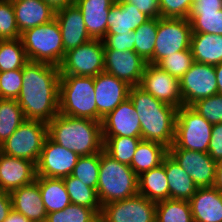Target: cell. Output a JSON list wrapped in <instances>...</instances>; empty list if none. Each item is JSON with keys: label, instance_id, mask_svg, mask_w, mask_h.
<instances>
[{"label": "cell", "instance_id": "6da1fadb", "mask_svg": "<svg viewBox=\"0 0 222 222\" xmlns=\"http://www.w3.org/2000/svg\"><path fill=\"white\" fill-rule=\"evenodd\" d=\"M16 99L26 119L50 122L59 113L60 69L56 65L28 61Z\"/></svg>", "mask_w": 222, "mask_h": 222}, {"label": "cell", "instance_id": "7a4b0ae2", "mask_svg": "<svg viewBox=\"0 0 222 222\" xmlns=\"http://www.w3.org/2000/svg\"><path fill=\"white\" fill-rule=\"evenodd\" d=\"M128 98L138 113L142 140L169 148L175 139L177 108L156 99L139 85L130 87Z\"/></svg>", "mask_w": 222, "mask_h": 222}, {"label": "cell", "instance_id": "3957f363", "mask_svg": "<svg viewBox=\"0 0 222 222\" xmlns=\"http://www.w3.org/2000/svg\"><path fill=\"white\" fill-rule=\"evenodd\" d=\"M48 136L79 156H89L103 150L102 124L88 118L58 113L47 123Z\"/></svg>", "mask_w": 222, "mask_h": 222}, {"label": "cell", "instance_id": "277c9868", "mask_svg": "<svg viewBox=\"0 0 222 222\" xmlns=\"http://www.w3.org/2000/svg\"><path fill=\"white\" fill-rule=\"evenodd\" d=\"M96 192L101 206L133 197L138 194V176L102 150Z\"/></svg>", "mask_w": 222, "mask_h": 222}, {"label": "cell", "instance_id": "5b68a950", "mask_svg": "<svg viewBox=\"0 0 222 222\" xmlns=\"http://www.w3.org/2000/svg\"><path fill=\"white\" fill-rule=\"evenodd\" d=\"M59 113L97 121L94 77L60 75Z\"/></svg>", "mask_w": 222, "mask_h": 222}, {"label": "cell", "instance_id": "8992f818", "mask_svg": "<svg viewBox=\"0 0 222 222\" xmlns=\"http://www.w3.org/2000/svg\"><path fill=\"white\" fill-rule=\"evenodd\" d=\"M21 41L28 61L60 66L66 52L62 43L60 26L54 18L21 33Z\"/></svg>", "mask_w": 222, "mask_h": 222}, {"label": "cell", "instance_id": "52a82bcc", "mask_svg": "<svg viewBox=\"0 0 222 222\" xmlns=\"http://www.w3.org/2000/svg\"><path fill=\"white\" fill-rule=\"evenodd\" d=\"M212 124L190 106L177 109L174 143L168 149H186L208 153Z\"/></svg>", "mask_w": 222, "mask_h": 222}, {"label": "cell", "instance_id": "ba28073f", "mask_svg": "<svg viewBox=\"0 0 222 222\" xmlns=\"http://www.w3.org/2000/svg\"><path fill=\"white\" fill-rule=\"evenodd\" d=\"M47 136L48 127L46 122L26 119L0 145V152L9 156L30 160L37 164Z\"/></svg>", "mask_w": 222, "mask_h": 222}, {"label": "cell", "instance_id": "9c48e42d", "mask_svg": "<svg viewBox=\"0 0 222 222\" xmlns=\"http://www.w3.org/2000/svg\"><path fill=\"white\" fill-rule=\"evenodd\" d=\"M192 29L186 18H158L153 64L176 52L190 49Z\"/></svg>", "mask_w": 222, "mask_h": 222}, {"label": "cell", "instance_id": "30bf717a", "mask_svg": "<svg viewBox=\"0 0 222 222\" xmlns=\"http://www.w3.org/2000/svg\"><path fill=\"white\" fill-rule=\"evenodd\" d=\"M104 43L92 39L70 49L59 66L60 75L92 76L104 72Z\"/></svg>", "mask_w": 222, "mask_h": 222}, {"label": "cell", "instance_id": "8fae6325", "mask_svg": "<svg viewBox=\"0 0 222 222\" xmlns=\"http://www.w3.org/2000/svg\"><path fill=\"white\" fill-rule=\"evenodd\" d=\"M183 106H191L198 100L218 94L215 67L193 62L190 69L179 79Z\"/></svg>", "mask_w": 222, "mask_h": 222}, {"label": "cell", "instance_id": "7c38bea8", "mask_svg": "<svg viewBox=\"0 0 222 222\" xmlns=\"http://www.w3.org/2000/svg\"><path fill=\"white\" fill-rule=\"evenodd\" d=\"M100 222H155L156 202L137 194L101 207Z\"/></svg>", "mask_w": 222, "mask_h": 222}, {"label": "cell", "instance_id": "4fadbf2b", "mask_svg": "<svg viewBox=\"0 0 222 222\" xmlns=\"http://www.w3.org/2000/svg\"><path fill=\"white\" fill-rule=\"evenodd\" d=\"M79 155L47 136L39 160L36 164V175L52 178H64L72 174Z\"/></svg>", "mask_w": 222, "mask_h": 222}, {"label": "cell", "instance_id": "5bb4252c", "mask_svg": "<svg viewBox=\"0 0 222 222\" xmlns=\"http://www.w3.org/2000/svg\"><path fill=\"white\" fill-rule=\"evenodd\" d=\"M139 86L163 103L177 109L183 106L179 79L157 65L147 63Z\"/></svg>", "mask_w": 222, "mask_h": 222}, {"label": "cell", "instance_id": "9a60e30c", "mask_svg": "<svg viewBox=\"0 0 222 222\" xmlns=\"http://www.w3.org/2000/svg\"><path fill=\"white\" fill-rule=\"evenodd\" d=\"M168 154L185 170L198 188L213 187L216 161L208 153L186 149H168Z\"/></svg>", "mask_w": 222, "mask_h": 222}, {"label": "cell", "instance_id": "2e32d148", "mask_svg": "<svg viewBox=\"0 0 222 222\" xmlns=\"http://www.w3.org/2000/svg\"><path fill=\"white\" fill-rule=\"evenodd\" d=\"M104 59V72L131 87L140 85L147 62L135 51L104 49Z\"/></svg>", "mask_w": 222, "mask_h": 222}, {"label": "cell", "instance_id": "e0dca14e", "mask_svg": "<svg viewBox=\"0 0 222 222\" xmlns=\"http://www.w3.org/2000/svg\"><path fill=\"white\" fill-rule=\"evenodd\" d=\"M130 85L106 72L94 77V88L97 105V121L102 119L129 96Z\"/></svg>", "mask_w": 222, "mask_h": 222}, {"label": "cell", "instance_id": "ac0fdd59", "mask_svg": "<svg viewBox=\"0 0 222 222\" xmlns=\"http://www.w3.org/2000/svg\"><path fill=\"white\" fill-rule=\"evenodd\" d=\"M101 124L103 138L141 137L139 116L129 98L109 112Z\"/></svg>", "mask_w": 222, "mask_h": 222}, {"label": "cell", "instance_id": "d6986e66", "mask_svg": "<svg viewBox=\"0 0 222 222\" xmlns=\"http://www.w3.org/2000/svg\"><path fill=\"white\" fill-rule=\"evenodd\" d=\"M36 164L30 160L0 152V190L14 189L33 183L36 179Z\"/></svg>", "mask_w": 222, "mask_h": 222}, {"label": "cell", "instance_id": "ffe728a7", "mask_svg": "<svg viewBox=\"0 0 222 222\" xmlns=\"http://www.w3.org/2000/svg\"><path fill=\"white\" fill-rule=\"evenodd\" d=\"M55 19L60 26L65 52L92 40L86 30L83 15L75 3L55 11Z\"/></svg>", "mask_w": 222, "mask_h": 222}, {"label": "cell", "instance_id": "44dd1931", "mask_svg": "<svg viewBox=\"0 0 222 222\" xmlns=\"http://www.w3.org/2000/svg\"><path fill=\"white\" fill-rule=\"evenodd\" d=\"M194 222H222V191L198 188L189 200Z\"/></svg>", "mask_w": 222, "mask_h": 222}, {"label": "cell", "instance_id": "7402d4cb", "mask_svg": "<svg viewBox=\"0 0 222 222\" xmlns=\"http://www.w3.org/2000/svg\"><path fill=\"white\" fill-rule=\"evenodd\" d=\"M12 5L20 34L55 18V10L44 0H12Z\"/></svg>", "mask_w": 222, "mask_h": 222}, {"label": "cell", "instance_id": "603a6c76", "mask_svg": "<svg viewBox=\"0 0 222 222\" xmlns=\"http://www.w3.org/2000/svg\"><path fill=\"white\" fill-rule=\"evenodd\" d=\"M12 208L32 222H46L47 213L41 198L39 185L33 183L10 192Z\"/></svg>", "mask_w": 222, "mask_h": 222}, {"label": "cell", "instance_id": "cb8c5ba5", "mask_svg": "<svg viewBox=\"0 0 222 222\" xmlns=\"http://www.w3.org/2000/svg\"><path fill=\"white\" fill-rule=\"evenodd\" d=\"M80 9L86 30L92 39L102 40L107 33V18L114 0H74Z\"/></svg>", "mask_w": 222, "mask_h": 222}, {"label": "cell", "instance_id": "d4e9b609", "mask_svg": "<svg viewBox=\"0 0 222 222\" xmlns=\"http://www.w3.org/2000/svg\"><path fill=\"white\" fill-rule=\"evenodd\" d=\"M149 19L125 0L115 2L109 10L106 34L130 33Z\"/></svg>", "mask_w": 222, "mask_h": 222}, {"label": "cell", "instance_id": "484cf974", "mask_svg": "<svg viewBox=\"0 0 222 222\" xmlns=\"http://www.w3.org/2000/svg\"><path fill=\"white\" fill-rule=\"evenodd\" d=\"M165 171L169 183V199L189 201L198 187L169 154L165 156Z\"/></svg>", "mask_w": 222, "mask_h": 222}, {"label": "cell", "instance_id": "4316f807", "mask_svg": "<svg viewBox=\"0 0 222 222\" xmlns=\"http://www.w3.org/2000/svg\"><path fill=\"white\" fill-rule=\"evenodd\" d=\"M190 49L195 62L216 66L222 62V35L192 33Z\"/></svg>", "mask_w": 222, "mask_h": 222}, {"label": "cell", "instance_id": "83f0119b", "mask_svg": "<svg viewBox=\"0 0 222 222\" xmlns=\"http://www.w3.org/2000/svg\"><path fill=\"white\" fill-rule=\"evenodd\" d=\"M138 194L158 202L169 199V183L165 171V157L162 163L138 176Z\"/></svg>", "mask_w": 222, "mask_h": 222}, {"label": "cell", "instance_id": "f1b7e54d", "mask_svg": "<svg viewBox=\"0 0 222 222\" xmlns=\"http://www.w3.org/2000/svg\"><path fill=\"white\" fill-rule=\"evenodd\" d=\"M46 213L64 210L71 204L63 178L36 176Z\"/></svg>", "mask_w": 222, "mask_h": 222}, {"label": "cell", "instance_id": "f546056e", "mask_svg": "<svg viewBox=\"0 0 222 222\" xmlns=\"http://www.w3.org/2000/svg\"><path fill=\"white\" fill-rule=\"evenodd\" d=\"M168 154V148L154 141L141 140L136 148L130 167L139 176L158 167Z\"/></svg>", "mask_w": 222, "mask_h": 222}, {"label": "cell", "instance_id": "4dcf8cb0", "mask_svg": "<svg viewBox=\"0 0 222 222\" xmlns=\"http://www.w3.org/2000/svg\"><path fill=\"white\" fill-rule=\"evenodd\" d=\"M26 120L15 99L0 98V145Z\"/></svg>", "mask_w": 222, "mask_h": 222}, {"label": "cell", "instance_id": "1f68e13d", "mask_svg": "<svg viewBox=\"0 0 222 222\" xmlns=\"http://www.w3.org/2000/svg\"><path fill=\"white\" fill-rule=\"evenodd\" d=\"M155 222H194L189 201L166 199L156 202Z\"/></svg>", "mask_w": 222, "mask_h": 222}, {"label": "cell", "instance_id": "d6a6232c", "mask_svg": "<svg viewBox=\"0 0 222 222\" xmlns=\"http://www.w3.org/2000/svg\"><path fill=\"white\" fill-rule=\"evenodd\" d=\"M158 30V18H150L135 29L134 51L147 63L153 64V54Z\"/></svg>", "mask_w": 222, "mask_h": 222}, {"label": "cell", "instance_id": "836d02e7", "mask_svg": "<svg viewBox=\"0 0 222 222\" xmlns=\"http://www.w3.org/2000/svg\"><path fill=\"white\" fill-rule=\"evenodd\" d=\"M27 62L21 38L0 40V72L23 69Z\"/></svg>", "mask_w": 222, "mask_h": 222}, {"label": "cell", "instance_id": "e575fe53", "mask_svg": "<svg viewBox=\"0 0 222 222\" xmlns=\"http://www.w3.org/2000/svg\"><path fill=\"white\" fill-rule=\"evenodd\" d=\"M141 137H110L103 138V150L120 163L131 165L133 156Z\"/></svg>", "mask_w": 222, "mask_h": 222}, {"label": "cell", "instance_id": "d590c367", "mask_svg": "<svg viewBox=\"0 0 222 222\" xmlns=\"http://www.w3.org/2000/svg\"><path fill=\"white\" fill-rule=\"evenodd\" d=\"M71 203L91 209H101L97 192L72 175L63 178Z\"/></svg>", "mask_w": 222, "mask_h": 222}, {"label": "cell", "instance_id": "8d00e7d4", "mask_svg": "<svg viewBox=\"0 0 222 222\" xmlns=\"http://www.w3.org/2000/svg\"><path fill=\"white\" fill-rule=\"evenodd\" d=\"M100 212L71 203L64 210L48 213L46 222H100Z\"/></svg>", "mask_w": 222, "mask_h": 222}, {"label": "cell", "instance_id": "74e56055", "mask_svg": "<svg viewBox=\"0 0 222 222\" xmlns=\"http://www.w3.org/2000/svg\"><path fill=\"white\" fill-rule=\"evenodd\" d=\"M100 166V152L89 156H80L74 167L72 176L83 184L97 189Z\"/></svg>", "mask_w": 222, "mask_h": 222}, {"label": "cell", "instance_id": "f35d334b", "mask_svg": "<svg viewBox=\"0 0 222 222\" xmlns=\"http://www.w3.org/2000/svg\"><path fill=\"white\" fill-rule=\"evenodd\" d=\"M192 33L222 35V9L218 12H190Z\"/></svg>", "mask_w": 222, "mask_h": 222}, {"label": "cell", "instance_id": "ab89813d", "mask_svg": "<svg viewBox=\"0 0 222 222\" xmlns=\"http://www.w3.org/2000/svg\"><path fill=\"white\" fill-rule=\"evenodd\" d=\"M193 62L191 49H188L163 58L157 66L168 72L171 76L180 79L190 69Z\"/></svg>", "mask_w": 222, "mask_h": 222}, {"label": "cell", "instance_id": "60d3db41", "mask_svg": "<svg viewBox=\"0 0 222 222\" xmlns=\"http://www.w3.org/2000/svg\"><path fill=\"white\" fill-rule=\"evenodd\" d=\"M198 114L203 116L210 124L222 123V95L213 96L198 100L190 106Z\"/></svg>", "mask_w": 222, "mask_h": 222}, {"label": "cell", "instance_id": "b9f144b4", "mask_svg": "<svg viewBox=\"0 0 222 222\" xmlns=\"http://www.w3.org/2000/svg\"><path fill=\"white\" fill-rule=\"evenodd\" d=\"M20 37L12 0H0V40Z\"/></svg>", "mask_w": 222, "mask_h": 222}, {"label": "cell", "instance_id": "7bdbcfd3", "mask_svg": "<svg viewBox=\"0 0 222 222\" xmlns=\"http://www.w3.org/2000/svg\"><path fill=\"white\" fill-rule=\"evenodd\" d=\"M23 84L22 69L0 72V98L17 99Z\"/></svg>", "mask_w": 222, "mask_h": 222}, {"label": "cell", "instance_id": "ee69618b", "mask_svg": "<svg viewBox=\"0 0 222 222\" xmlns=\"http://www.w3.org/2000/svg\"><path fill=\"white\" fill-rule=\"evenodd\" d=\"M161 18H188L193 0H159Z\"/></svg>", "mask_w": 222, "mask_h": 222}, {"label": "cell", "instance_id": "f6af8a7d", "mask_svg": "<svg viewBox=\"0 0 222 222\" xmlns=\"http://www.w3.org/2000/svg\"><path fill=\"white\" fill-rule=\"evenodd\" d=\"M104 49H115L120 51H134L136 41L135 31L123 34H106L102 39Z\"/></svg>", "mask_w": 222, "mask_h": 222}, {"label": "cell", "instance_id": "bcb514c9", "mask_svg": "<svg viewBox=\"0 0 222 222\" xmlns=\"http://www.w3.org/2000/svg\"><path fill=\"white\" fill-rule=\"evenodd\" d=\"M149 18H161L159 0H125Z\"/></svg>", "mask_w": 222, "mask_h": 222}, {"label": "cell", "instance_id": "7dc6e473", "mask_svg": "<svg viewBox=\"0 0 222 222\" xmlns=\"http://www.w3.org/2000/svg\"><path fill=\"white\" fill-rule=\"evenodd\" d=\"M208 154L215 161L222 157V123L212 125Z\"/></svg>", "mask_w": 222, "mask_h": 222}, {"label": "cell", "instance_id": "c3c4849f", "mask_svg": "<svg viewBox=\"0 0 222 222\" xmlns=\"http://www.w3.org/2000/svg\"><path fill=\"white\" fill-rule=\"evenodd\" d=\"M222 9V0H193L190 12H218Z\"/></svg>", "mask_w": 222, "mask_h": 222}, {"label": "cell", "instance_id": "681fc988", "mask_svg": "<svg viewBox=\"0 0 222 222\" xmlns=\"http://www.w3.org/2000/svg\"><path fill=\"white\" fill-rule=\"evenodd\" d=\"M12 210V199L9 192L0 190V222H3Z\"/></svg>", "mask_w": 222, "mask_h": 222}, {"label": "cell", "instance_id": "f907efd6", "mask_svg": "<svg viewBox=\"0 0 222 222\" xmlns=\"http://www.w3.org/2000/svg\"><path fill=\"white\" fill-rule=\"evenodd\" d=\"M213 187L222 191V157L216 160V175Z\"/></svg>", "mask_w": 222, "mask_h": 222}, {"label": "cell", "instance_id": "816d5d0a", "mask_svg": "<svg viewBox=\"0 0 222 222\" xmlns=\"http://www.w3.org/2000/svg\"><path fill=\"white\" fill-rule=\"evenodd\" d=\"M3 222H32L20 212L15 211L13 208Z\"/></svg>", "mask_w": 222, "mask_h": 222}, {"label": "cell", "instance_id": "f5cc1de1", "mask_svg": "<svg viewBox=\"0 0 222 222\" xmlns=\"http://www.w3.org/2000/svg\"><path fill=\"white\" fill-rule=\"evenodd\" d=\"M44 1L55 11L74 3V0H44Z\"/></svg>", "mask_w": 222, "mask_h": 222}, {"label": "cell", "instance_id": "db71d44e", "mask_svg": "<svg viewBox=\"0 0 222 222\" xmlns=\"http://www.w3.org/2000/svg\"><path fill=\"white\" fill-rule=\"evenodd\" d=\"M214 67L217 78L218 94L222 95V62Z\"/></svg>", "mask_w": 222, "mask_h": 222}]
</instances>
